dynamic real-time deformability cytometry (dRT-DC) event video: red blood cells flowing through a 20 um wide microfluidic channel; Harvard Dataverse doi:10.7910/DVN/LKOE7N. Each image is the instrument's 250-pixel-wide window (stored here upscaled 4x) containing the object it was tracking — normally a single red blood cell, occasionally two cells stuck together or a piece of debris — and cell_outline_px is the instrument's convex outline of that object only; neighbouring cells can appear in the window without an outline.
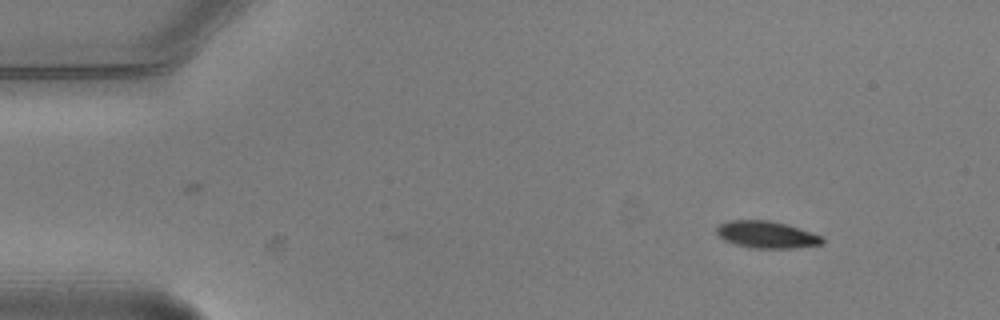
{"species": "common noctule bat (a hibernating species)", "species_latin": "Nyctalus noctula", "temperature_condition": "warm", "stored_images_in_passage": 5, "camera_frame_rate_fps": 3000, "um_per_image_px": 0.085, "animal": {"sex": "male", "body_mass_g": 20.5, "forearm_length_mm": 52.5}, "frame": {"image": 1, "passage_image": 1, "time_ms": 0.0, "image_size_px": [1000, 320], "cell_outline_px": [[824, 244], [796, 248], [748, 248], [724, 240], [716, 232], [716, 228], [720, 224], [728, 220], [768, 220], [784, 224], [824, 236]], "centroid_in_image_um": [65.17, 19.95], "position_along_channel_um": 19.8, "area_um2": 16.65}}
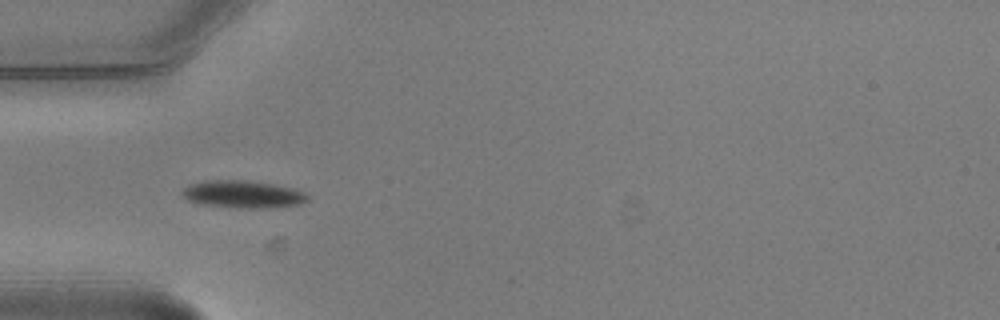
{"frame": {"image": 2, "passage_image": 4, "time_ms": 1.0, "image_size_px": [1000, 320], "cell_outline_px": [[308, 200], [300, 204], [264, 208], [236, 208], [204, 204], [188, 200], [184, 196], [184, 188], [188, 184], [204, 180], [244, 180], [272, 184], [292, 188], [304, 192], [308, 196]], "centroid_in_image_um": [20.65, 16.51], "position_along_channel_um": 64.4, "area_um2": 19.83}}
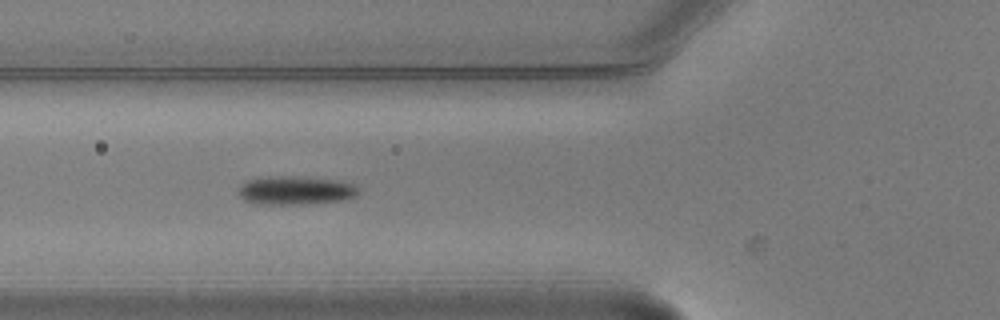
{"frame": {"image": 3, "passage_image": 5, "time_ms": 1.333, "image_size_px": [1000, 320], "cell_outline_px": [[360, 188], [356, 196], [340, 200], [300, 204], [256, 204], [244, 200], [240, 196], [240, 184], [248, 180], [268, 176], [288, 176], [336, 180], [352, 184]], "centroid_in_image_um": [25.09, 16.18], "position_along_channel_um": 100.7, "area_um2": 19.71}}